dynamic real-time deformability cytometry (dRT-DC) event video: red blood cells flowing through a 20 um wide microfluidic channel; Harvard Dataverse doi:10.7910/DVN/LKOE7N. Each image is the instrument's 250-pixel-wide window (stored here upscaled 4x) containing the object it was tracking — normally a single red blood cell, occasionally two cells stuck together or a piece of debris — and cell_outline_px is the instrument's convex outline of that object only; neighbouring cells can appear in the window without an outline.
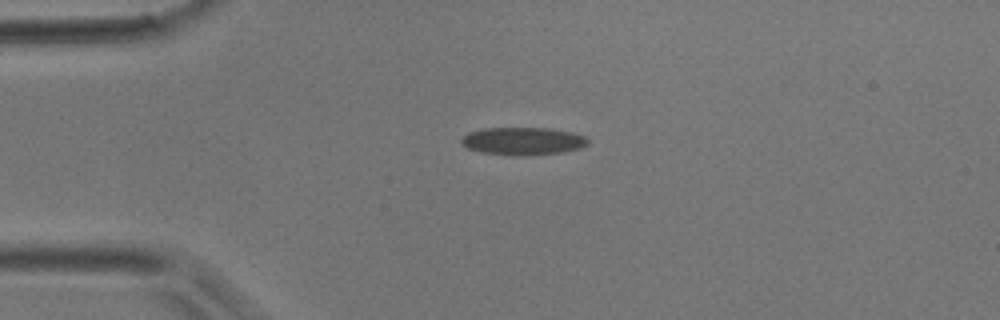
{"species": "common noctule bat (a hibernating species)", "species_latin": "Nyctalus noctula", "temperature_condition": "room temperature", "stored_images_in_passage": 6, "camera_frame_rate_fps": 3000, "um_per_image_px": 0.085, "animal": {"sex": "male", "body_mass_g": 17.9}, "frame": {"image": 1, "passage_image": 4, "time_ms": 1.0, "image_size_px": [1000, 320], "cell_outline_px": [[588, 144], [580, 148], [564, 152], [520, 156], [480, 152], [468, 148], [460, 144], [460, 140], [468, 132], [484, 128], [548, 128], [572, 132], [584, 136], [588, 140]], "centroid_in_image_um": [44.43, 11.99], "position_along_channel_um": 40.6, "area_um2": 20.46}}